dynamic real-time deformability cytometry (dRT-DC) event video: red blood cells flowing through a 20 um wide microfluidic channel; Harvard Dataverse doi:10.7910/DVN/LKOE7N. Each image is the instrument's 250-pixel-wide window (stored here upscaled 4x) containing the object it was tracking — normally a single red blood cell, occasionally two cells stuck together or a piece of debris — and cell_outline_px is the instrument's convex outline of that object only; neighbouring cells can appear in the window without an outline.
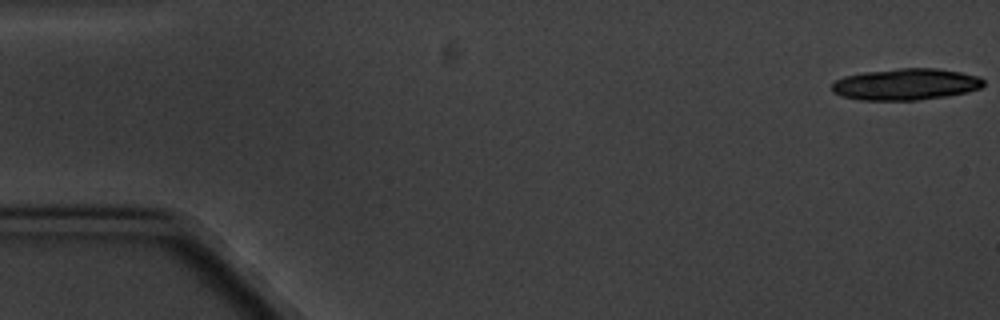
{"species": "common noctule bat (a hibernating species)", "species_latin": "Nyctalus noctula", "temperature_condition": "cold", "stored_images_in_passage": 6, "camera_frame_rate_fps": 3000, "um_per_image_px": 0.085, "animal": {"sex": "male", "body_mass_g": 20.1, "forearm_length_mm": 53.5}, "frame": {"image": 1, "passage_image": 1, "time_ms": 0.0, "image_size_px": [1000, 320], "cell_outline_px": [[984, 84], [980, 88], [968, 92], [944, 96], [916, 100], [860, 100], [840, 96], [832, 92], [832, 84], [836, 80], [844, 76], [864, 72], [900, 68], [936, 68], [960, 72], [980, 76], [984, 80]], "centroid_in_image_um": [76.98, 7.16], "position_along_channel_um": 8.0, "area_um2": 27.92}}